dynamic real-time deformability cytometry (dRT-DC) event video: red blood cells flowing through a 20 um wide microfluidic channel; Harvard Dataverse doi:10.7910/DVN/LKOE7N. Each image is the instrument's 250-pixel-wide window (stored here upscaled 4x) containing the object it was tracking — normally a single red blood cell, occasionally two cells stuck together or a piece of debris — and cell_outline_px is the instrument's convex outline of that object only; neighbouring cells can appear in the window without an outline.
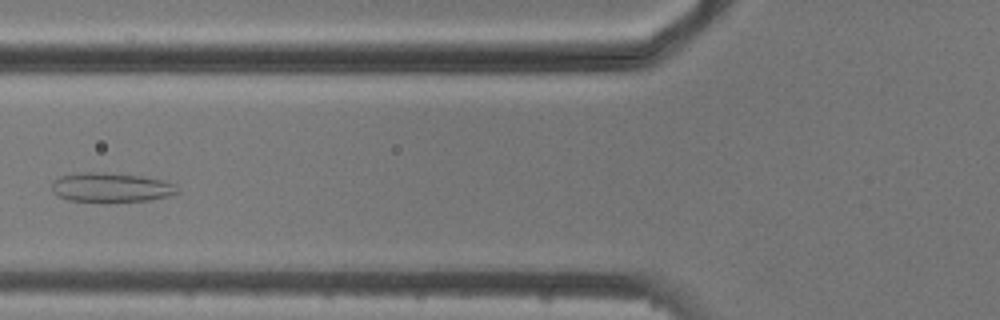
{"species": "common noctule bat (a hibernating species)", "species_latin": "Nyctalus noctula", "temperature_condition": "cold", "stored_images_in_passage": 6, "camera_frame_rate_fps": 3000, "um_per_image_px": 0.085, "animal": {"sex": "male", "body_mass_g": 20.5, "forearm_length_mm": 52.5}, "frame": {"image": 1, "passage_image": 5, "time_ms": 6.0, "image_size_px": [1000, 320], "cell_outline_px": [[180, 192], [168, 196], [152, 200], [108, 204], [68, 200], [52, 192], [52, 184], [60, 176], [88, 172], [96, 172], [140, 176], [164, 180], [176, 184]], "centroid_in_image_um": [9.49, 15.98], "position_along_channel_um": 116.3, "area_um2": 22.02}}